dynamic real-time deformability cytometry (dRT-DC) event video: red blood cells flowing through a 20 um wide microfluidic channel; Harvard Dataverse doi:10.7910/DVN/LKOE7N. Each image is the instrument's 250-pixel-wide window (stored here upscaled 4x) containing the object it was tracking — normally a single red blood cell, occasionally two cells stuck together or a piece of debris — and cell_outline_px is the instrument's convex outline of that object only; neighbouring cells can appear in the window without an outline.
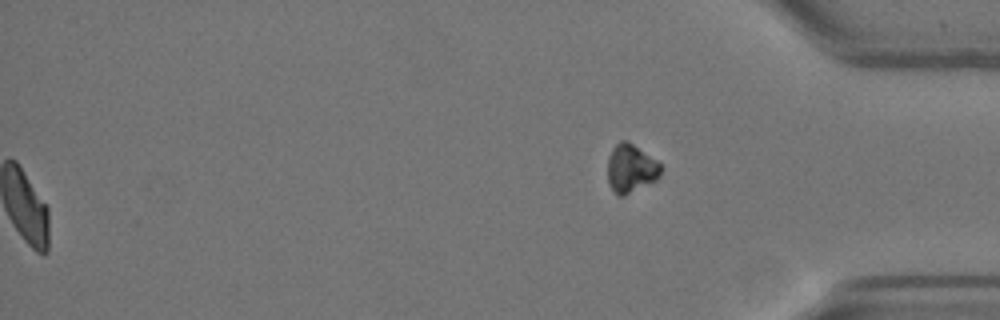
{"species": "Egyptian fruit bat (a non-hibernating species)", "species_latin": "Rousettus aegyptiacus", "temperature_condition": "warm", "stored_images_in_passage": 56, "segment_of_instrument_passage": [2, 2], "camera_frame_rate_fps": 3000, "um_per_image_px": 0.085, "animal": {"sex": "female"}, "frame": {"image": 1, "passage_image": 56, "time_ms": 18.333, "image_size_px": [1000, 320], "cell_outline_px": [[660, 176], [656, 180], [624, 196], [616, 196], [608, 184], [608, 156], [612, 148], [620, 140], [628, 140], [656, 160], [660, 164]], "centroid_in_image_um": [53.59, 14.32], "position_along_channel_um": 381.6, "area_um2": 15.09}}